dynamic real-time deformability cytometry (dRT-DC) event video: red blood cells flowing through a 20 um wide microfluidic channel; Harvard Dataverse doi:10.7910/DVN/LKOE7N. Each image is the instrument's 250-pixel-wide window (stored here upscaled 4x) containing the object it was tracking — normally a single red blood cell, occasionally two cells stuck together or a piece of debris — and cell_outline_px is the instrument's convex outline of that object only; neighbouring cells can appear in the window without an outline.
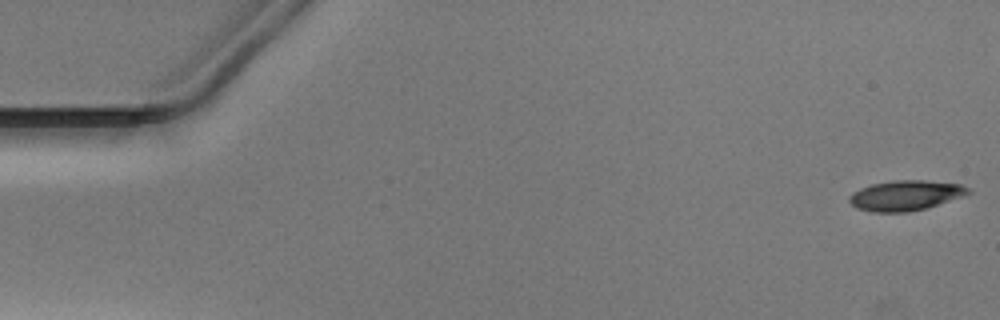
{"species": "Egyptian fruit bat (a non-hibernating species)", "species_latin": "Rousettus aegyptiacus", "temperature_condition": "warm", "stored_images_in_passage": 48, "camera_frame_rate_fps": 3000, "um_per_image_px": 0.085, "animal": {"sex": "male"}, "frame": {"image": 1, "passage_image": 1, "time_ms": 0.0, "image_size_px": [1000, 320], "cell_outline_px": [[972, 192], [964, 196], [928, 208], [908, 212], [872, 212], [856, 208], [848, 200], [848, 196], [852, 192], [860, 188], [872, 184], [892, 180], [924, 180], [960, 184], [968, 188]], "centroid_in_image_um": [76.96, 16.61], "position_along_channel_um": 8.0, "area_um2": 21.1}}
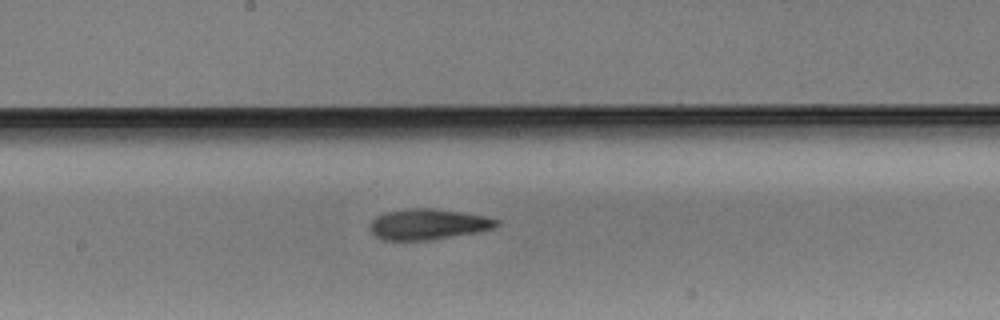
{"frame": {"image": 2, "passage_image": 27, "time_ms": 8.667, "image_size_px": [1000, 320], "cell_outline_px": [[500, 224], [496, 228], [480, 232], [432, 240], [380, 240], [368, 228], [368, 224], [376, 216], [384, 212], [408, 208], [432, 208], [460, 212], [484, 216], [500, 220]], "centroid_in_image_um": [36.39, 19.07], "position_along_channel_um": 211.8, "area_um2": 23.06}}
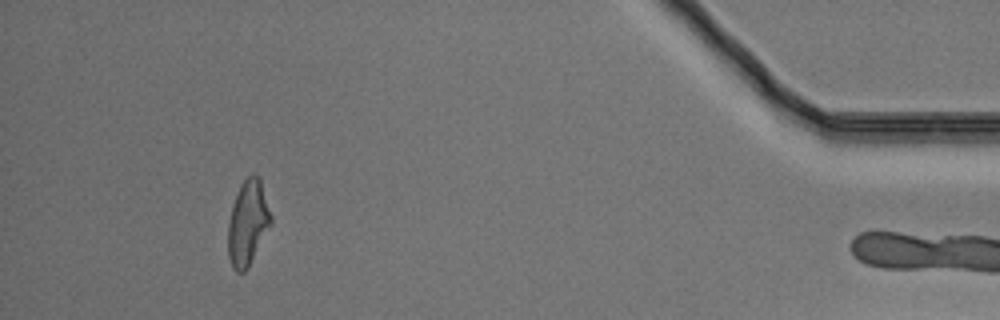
{"frame": {"image": 3, "passage_image": 47, "time_ms": 15.333, "image_size_px": [1000, 320], "cell_outline_px": [[272, 224], [248, 268], [244, 272], [236, 272], [232, 268], [228, 256], [228, 220], [232, 204], [240, 184], [252, 172], [260, 180], [272, 216]], "centroid_in_image_um": [21.05, 18.97], "position_along_channel_um": 414.1, "area_um2": 21.44}}